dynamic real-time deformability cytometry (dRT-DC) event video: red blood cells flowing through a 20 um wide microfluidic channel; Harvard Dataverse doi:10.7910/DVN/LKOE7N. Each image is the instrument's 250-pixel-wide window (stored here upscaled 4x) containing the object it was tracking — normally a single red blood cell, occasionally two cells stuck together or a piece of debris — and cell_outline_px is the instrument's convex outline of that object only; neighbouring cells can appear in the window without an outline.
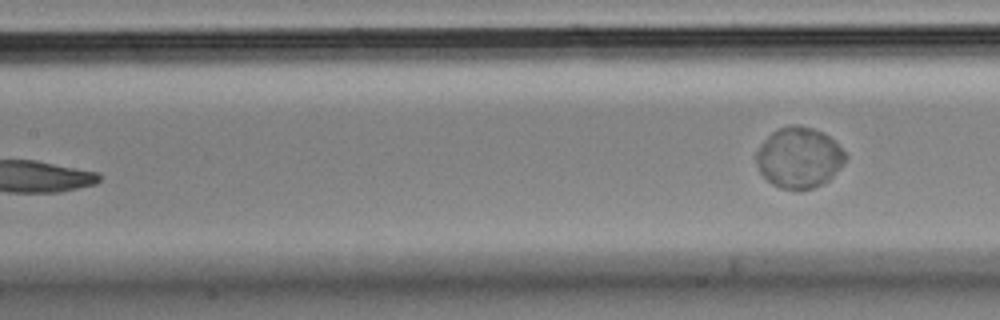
{"species": "Egyptian fruit bat (a non-hibernating species)", "species_latin": "Rousettus aegyptiacus", "temperature_condition": "cold", "stored_images_in_passage": 8, "camera_frame_rate_fps": 3000, "um_per_image_px": 0.085, "animal": {"sex": "male"}, "frame": {"image": 1, "passage_image": 8, "time_ms": 2.333, "image_size_px": [1000, 320], "cell_outline_px": [[848, 156], [832, 176], [828, 180], [812, 188], [800, 192], [780, 188], [772, 184], [760, 172], [756, 164], [756, 152], [764, 140], [772, 132], [780, 128], [792, 124], [796, 124], [812, 128], [824, 132]], "centroid_in_image_um": [67.89, 13.41], "position_along_channel_um": 139.5, "area_um2": 31.44}}